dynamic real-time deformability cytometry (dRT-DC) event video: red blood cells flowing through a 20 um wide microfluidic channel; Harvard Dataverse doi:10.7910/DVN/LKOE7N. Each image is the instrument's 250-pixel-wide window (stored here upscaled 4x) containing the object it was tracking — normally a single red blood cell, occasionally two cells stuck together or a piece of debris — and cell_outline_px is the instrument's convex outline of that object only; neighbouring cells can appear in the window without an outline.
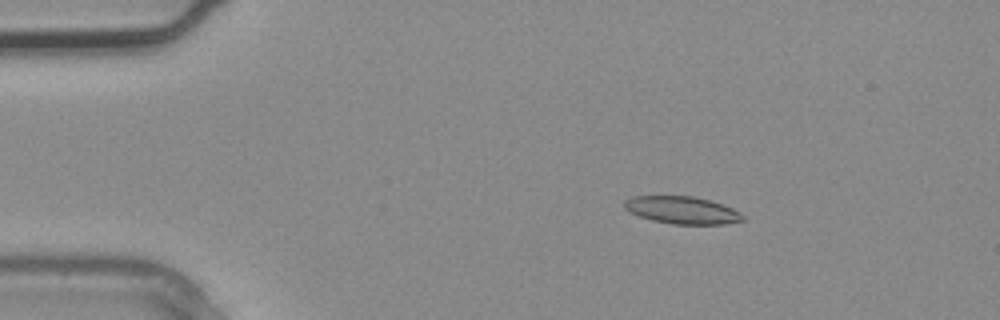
{"species": "common noctule bat (a hibernating species)", "species_latin": "Nyctalus noctula", "temperature_condition": "warm", "stored_images_in_passage": 3, "camera_frame_rate_fps": 3000, "um_per_image_px": 0.085, "animal": {"sex": "male", "body_mass_g": 20.4}, "frame": {"image": 1, "passage_image": 1, "time_ms": 0.0, "image_size_px": [1000, 320], "cell_outline_px": [[744, 220], [724, 224], [672, 224], [652, 220], [628, 212], [624, 208], [624, 200], [632, 196], [692, 196], [708, 200], [732, 208], [740, 212], [744, 216]], "centroid_in_image_um": [57.94, 17.86], "position_along_channel_um": 27.1, "area_um2": 18.84}}